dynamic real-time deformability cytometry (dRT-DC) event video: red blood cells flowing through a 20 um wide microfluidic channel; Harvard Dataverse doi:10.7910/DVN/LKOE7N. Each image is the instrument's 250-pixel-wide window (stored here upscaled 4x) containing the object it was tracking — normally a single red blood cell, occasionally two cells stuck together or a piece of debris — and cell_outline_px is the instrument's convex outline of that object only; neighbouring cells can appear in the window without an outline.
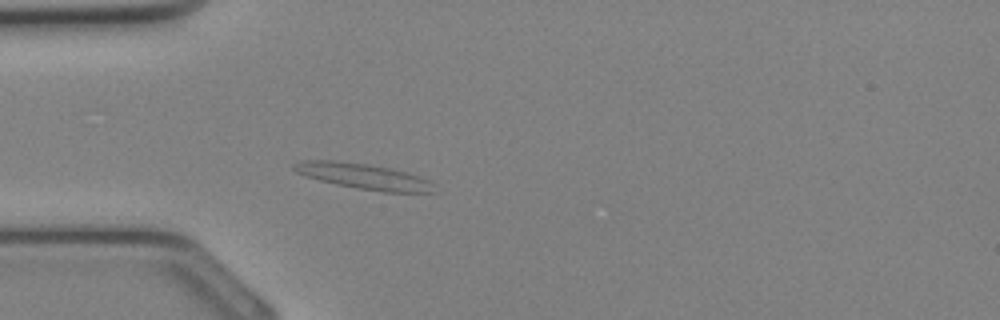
{"species": "Egyptian fruit bat (a non-hibernating species)", "species_latin": "Rousettus aegyptiacus", "temperature_condition": "cold", "stored_images_in_passage": 7, "camera_frame_rate_fps": 3000, "um_per_image_px": 0.085, "animal": {"sex": "female"}, "frame": {"image": 1, "passage_image": 2, "time_ms": 0.333, "image_size_px": [1000, 320], "cell_outline_px": [[440, 192], [384, 192], [336, 184], [304, 176], [296, 172], [292, 168], [292, 164], [300, 160], [336, 160], [368, 164], [392, 168], [428, 180]], "centroid_in_image_um": [30.86, 14.97], "position_along_channel_um": 54.1, "area_um2": 20.87}}
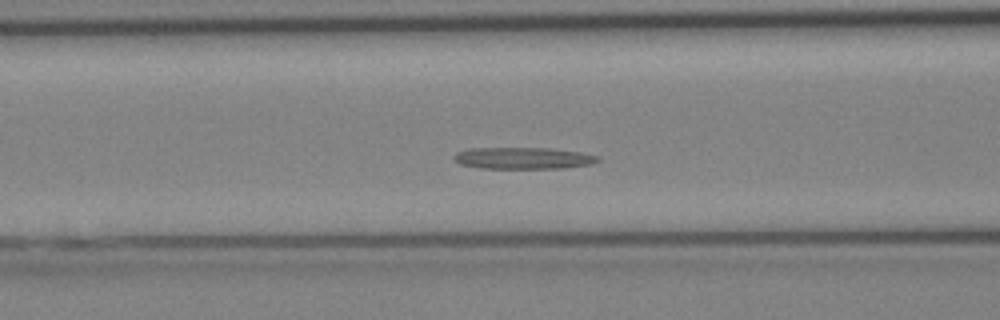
{"frame": {"image": 2, "passage_image": 6, "time_ms": 1.667, "image_size_px": [1000, 320], "cell_outline_px": [[600, 160], [588, 164], [564, 168], [480, 168], [460, 164], [452, 156], [456, 152], [468, 148], [548, 148], [580, 152], [600, 156]], "centroid_in_image_um": [44.44, 13.43], "position_along_channel_um": 122.2, "area_um2": 18.09}}